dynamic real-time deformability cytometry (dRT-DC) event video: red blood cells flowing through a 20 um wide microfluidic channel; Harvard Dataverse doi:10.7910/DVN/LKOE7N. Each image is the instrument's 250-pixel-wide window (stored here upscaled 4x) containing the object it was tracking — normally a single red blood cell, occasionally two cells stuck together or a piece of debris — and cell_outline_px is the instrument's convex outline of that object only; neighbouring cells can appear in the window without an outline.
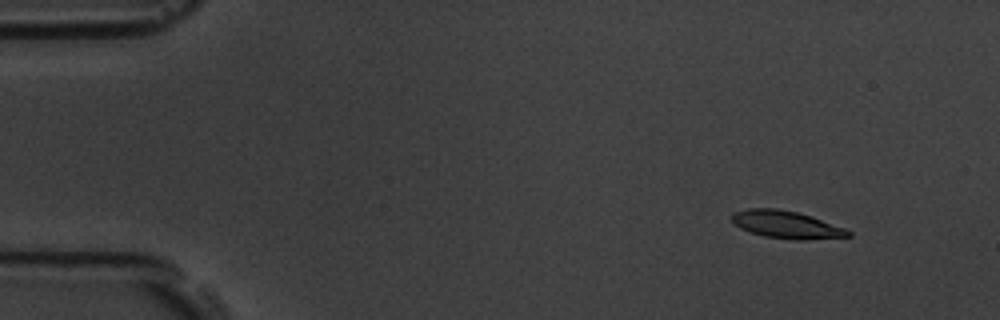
{"species": "common noctule bat (a hibernating species)", "species_latin": "Nyctalus noctula", "temperature_condition": "room temperature", "stored_images_in_passage": 4, "camera_frame_rate_fps": 3000, "um_per_image_px": 0.085, "animal": {"sex": "male", "body_mass_g": 19.5, "forearm_length_mm": 54.6}, "frame": {"image": 1, "passage_image": 1, "time_ms": 0.0, "image_size_px": [1000, 320], "cell_outline_px": [[852, 236], [804, 240], [796, 240], [764, 236], [740, 228], [728, 216], [732, 212], [748, 208], [776, 208], [796, 212], [812, 216], [844, 228], [852, 232]], "centroid_in_image_um": [66.82, 19.08], "position_along_channel_um": 18.2, "area_um2": 18.67}}
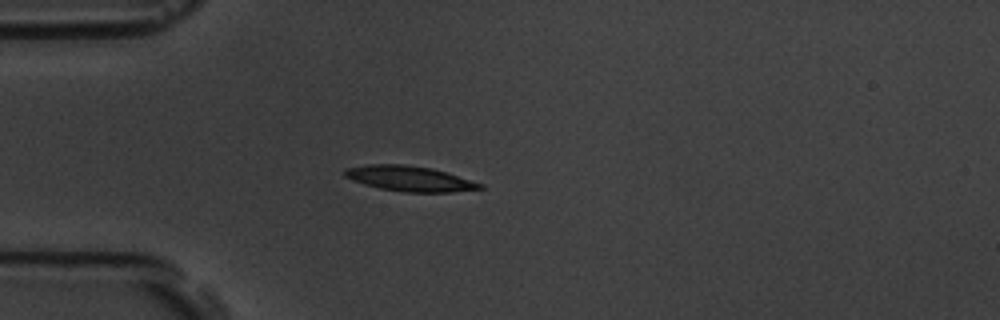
{"frame": {"image": 2, "passage_image": 4, "time_ms": 1.0, "image_size_px": [1000, 320], "cell_outline_px": [[484, 188], [452, 192], [404, 192], [380, 188], [364, 184], [352, 180], [344, 176], [344, 168], [368, 164], [404, 164], [432, 168], [448, 172], [484, 184]], "centroid_in_image_um": [34.83, 15.17], "position_along_channel_um": 50.2, "area_um2": 20.06}}